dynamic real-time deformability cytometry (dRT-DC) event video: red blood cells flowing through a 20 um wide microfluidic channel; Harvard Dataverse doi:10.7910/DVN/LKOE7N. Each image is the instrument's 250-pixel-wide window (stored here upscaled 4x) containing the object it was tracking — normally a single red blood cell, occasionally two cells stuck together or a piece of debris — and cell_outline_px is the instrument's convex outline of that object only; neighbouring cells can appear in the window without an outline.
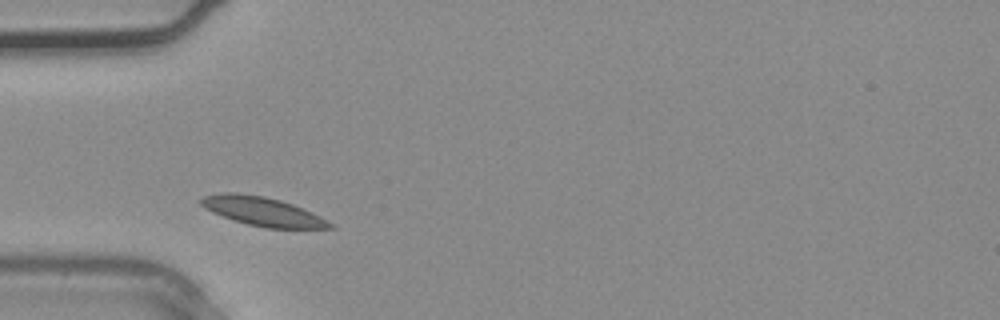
{"species": "common noctule bat (a hibernating species)", "species_latin": "Nyctalus noctula", "temperature_condition": "warm", "stored_images_in_passage": 1, "camera_frame_rate_fps": 3000, "um_per_image_px": 0.085, "animal": {"sex": "male", "body_mass_g": 20.4}, "frame": {"image": 1, "passage_image": 1, "time_ms": 0.0, "image_size_px": [1000, 320], "cell_outline_px": [[336, 228], [264, 228], [248, 224], [212, 212], [204, 208], [200, 204], [200, 200], [204, 196], [220, 192], [236, 192], [264, 196], [280, 200], [292, 204], [312, 212], [336, 224]], "centroid_in_image_um": [22.35, 17.96], "position_along_channel_um": 62.7, "area_um2": 21.68}}